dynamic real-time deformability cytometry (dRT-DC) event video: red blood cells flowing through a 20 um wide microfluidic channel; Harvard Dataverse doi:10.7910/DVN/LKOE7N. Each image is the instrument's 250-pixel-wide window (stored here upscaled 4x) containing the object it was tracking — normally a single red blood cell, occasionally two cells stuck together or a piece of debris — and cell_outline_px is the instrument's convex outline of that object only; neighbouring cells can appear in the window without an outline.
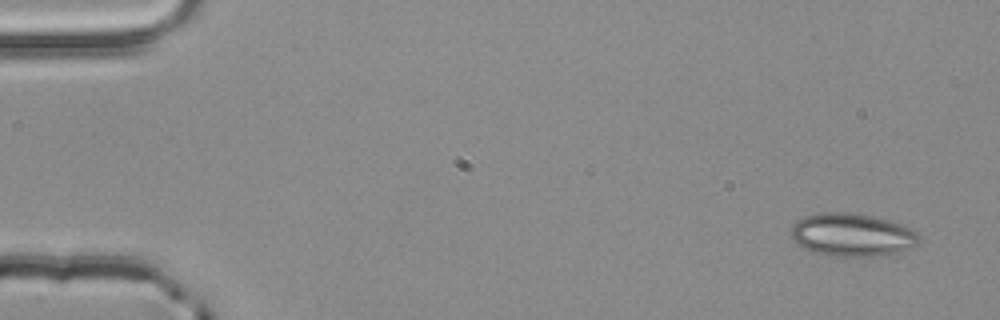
{"species": "common noctule bat (a hibernating species)", "species_latin": "Nyctalus noctula", "temperature_condition": "room temperature", "stored_images_in_passage": 3, "camera_frame_rate_fps": 3000, "um_per_image_px": 0.085, "animal": {"sex": "male", "body_mass_g": 20.4}, "frame": {"image": 1, "passage_image": 1, "time_ms": 0.0, "image_size_px": [1000, 320], "cell_outline_px": [[920, 236], [916, 244], [912, 248], [884, 256], [828, 256], [804, 248], [796, 244], [792, 240], [792, 224], [796, 220], [804, 216], [820, 212], [848, 212], [872, 216], [904, 224], [916, 232]], "centroid_in_image_um": [72.42, 19.96], "position_along_channel_um": 12.6, "area_um2": 32.37}}